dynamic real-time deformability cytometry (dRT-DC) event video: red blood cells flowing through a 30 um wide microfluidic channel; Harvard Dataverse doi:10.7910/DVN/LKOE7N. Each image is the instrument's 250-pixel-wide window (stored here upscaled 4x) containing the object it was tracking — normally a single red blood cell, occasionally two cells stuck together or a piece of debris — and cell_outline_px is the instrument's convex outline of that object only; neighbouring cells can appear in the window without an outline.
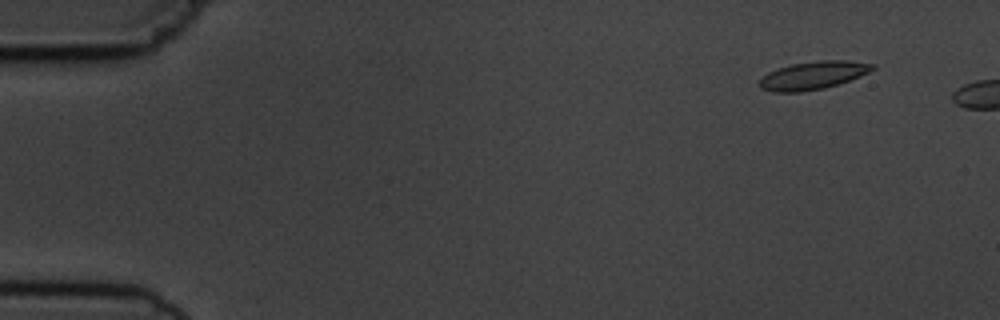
{"species": "common noctule bat (a hibernating species)", "species_latin": "Nyctalus noctula", "temperature_condition": "cold", "stored_images_in_passage": 3, "camera_frame_rate_fps": 3000, "um_per_image_px": 0.085, "animal": {"sex": "male", "body_mass_g": 19.5, "forearm_length_mm": 54.6}, "frame": {"image": 1, "passage_image": 2, "time_ms": 1.333, "image_size_px": [1000, 320], "cell_outline_px": [[876, 68], [860, 76], [824, 88], [800, 92], [772, 92], [760, 88], [760, 80], [768, 72], [776, 68], [792, 64], [820, 60], [848, 60], [876, 64]], "centroid_in_image_um": [69.11, 6.4], "position_along_channel_um": 15.9, "area_um2": 18.38}}